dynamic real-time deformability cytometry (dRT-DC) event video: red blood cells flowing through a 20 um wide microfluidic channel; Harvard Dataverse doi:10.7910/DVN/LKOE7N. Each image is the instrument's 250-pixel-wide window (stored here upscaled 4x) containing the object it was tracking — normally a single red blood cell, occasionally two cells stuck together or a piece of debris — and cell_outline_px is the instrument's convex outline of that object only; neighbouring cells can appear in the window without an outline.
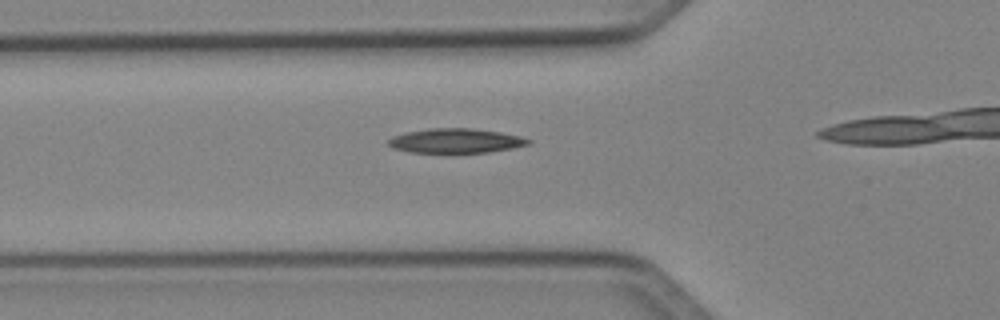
{"species": "Egyptian fruit bat (a non-hibernating species)", "species_latin": "Rousettus aegyptiacus", "temperature_condition": "cold", "stored_images_in_passage": 34, "camera_frame_rate_fps": 3000, "um_per_image_px": 0.085, "animal": {"sex": "female"}, "frame": {"image": 1, "passage_image": 12, "time_ms": 3.667, "image_size_px": [1000, 320], "cell_outline_px": [[532, 140], [528, 144], [512, 148], [488, 152], [408, 152], [392, 148], [388, 144], [388, 140], [392, 136], [404, 132], [428, 128], [472, 128], [500, 132], [520, 136]], "centroid_in_image_um": [38.69, 11.95], "position_along_channel_um": 87.1, "area_um2": 19.94}}
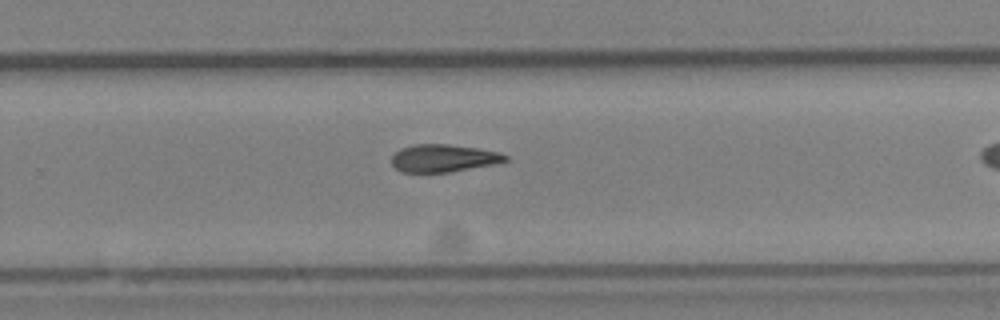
{"frame": {"image": 2, "passage_image": 27, "time_ms": 8.667, "image_size_px": [1000, 320], "cell_outline_px": [[508, 160], [492, 164], [448, 172], [400, 172], [392, 164], [392, 156], [400, 148], [412, 144], [448, 144], [476, 148], [500, 152], [508, 156]], "centroid_in_image_um": [37.66, 13.43], "position_along_channel_um": 292.1, "area_um2": 18.15}}
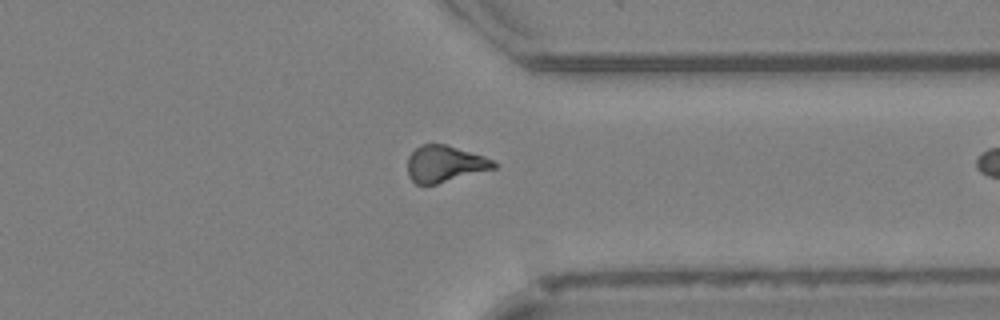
{"frame": {"image": 3, "passage_image": 33, "time_ms": 10.667, "image_size_px": [1000, 320], "cell_outline_px": [[496, 168], [436, 184], [416, 184], [408, 176], [408, 156], [416, 148], [424, 144], [448, 144], [484, 156], [492, 160], [496, 164]], "centroid_in_image_um": [37.8, 13.92], "position_along_channel_um": 373.6, "area_um2": 18.26}}